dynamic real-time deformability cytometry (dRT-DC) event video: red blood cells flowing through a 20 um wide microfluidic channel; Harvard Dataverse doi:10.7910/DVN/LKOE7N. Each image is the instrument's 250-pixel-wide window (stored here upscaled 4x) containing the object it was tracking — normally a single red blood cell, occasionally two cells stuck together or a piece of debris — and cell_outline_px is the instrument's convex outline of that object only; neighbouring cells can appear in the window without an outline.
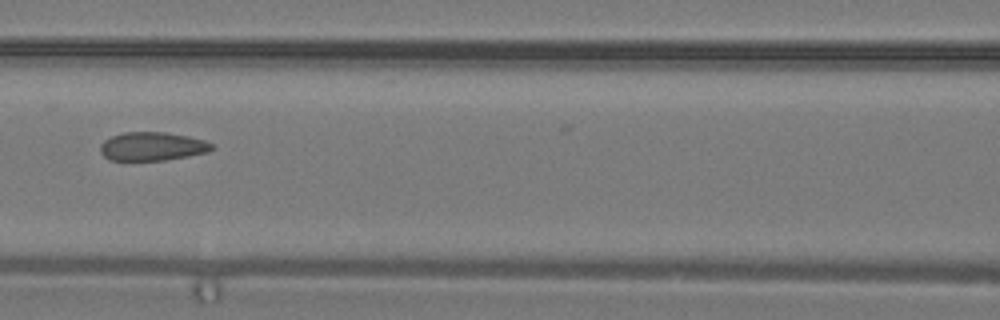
{"species": "common noctule bat (a hibernating species)", "species_latin": "Nyctalus noctula", "temperature_condition": "warm", "stored_images_in_passage": 5, "camera_frame_rate_fps": 3000, "um_per_image_px": 0.085, "animal": {"sex": "male", "body_mass_g": 19.2, "forearm_length_mm": 51.8}, "frame": {"image": 1, "passage_image": 5, "time_ms": 1.333, "image_size_px": [1000, 320], "cell_outline_px": [[212, 148], [208, 152], [188, 156], [164, 160], [108, 160], [100, 152], [100, 144], [104, 140], [112, 136], [124, 132], [164, 132], [188, 136], [204, 140], [212, 144]], "centroid_in_image_um": [12.91, 12.44], "position_along_channel_um": 153.7, "area_um2": 18.5}}